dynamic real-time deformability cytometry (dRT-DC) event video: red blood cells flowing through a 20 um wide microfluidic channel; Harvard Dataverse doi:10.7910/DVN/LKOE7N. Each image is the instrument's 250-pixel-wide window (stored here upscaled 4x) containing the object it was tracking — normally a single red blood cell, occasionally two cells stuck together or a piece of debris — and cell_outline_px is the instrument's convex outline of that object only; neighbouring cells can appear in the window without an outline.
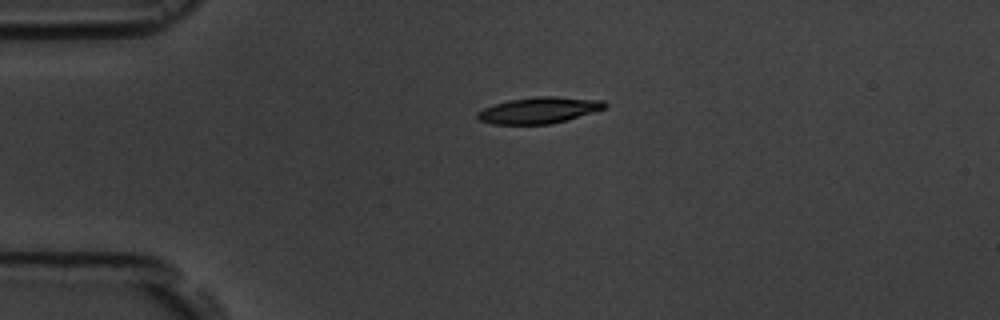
{"species": "common noctule bat (a hibernating species)", "species_latin": "Nyctalus noctula", "temperature_condition": "room temperature", "stored_images_in_passage": 2, "camera_frame_rate_fps": 3000, "um_per_image_px": 0.085, "animal": {"sex": "male", "body_mass_g": 19.5, "forearm_length_mm": 54.6}, "frame": {"image": 1, "passage_image": 1, "time_ms": 0.0, "image_size_px": [1000, 320], "cell_outline_px": [[608, 104], [604, 108], [568, 120], [552, 124], [492, 124], [480, 120], [476, 116], [476, 112], [484, 108], [508, 100], [536, 96], [556, 96], [604, 100]], "centroid_in_image_um": [45.82, 9.36], "position_along_channel_um": 39.2, "area_um2": 19.54}}